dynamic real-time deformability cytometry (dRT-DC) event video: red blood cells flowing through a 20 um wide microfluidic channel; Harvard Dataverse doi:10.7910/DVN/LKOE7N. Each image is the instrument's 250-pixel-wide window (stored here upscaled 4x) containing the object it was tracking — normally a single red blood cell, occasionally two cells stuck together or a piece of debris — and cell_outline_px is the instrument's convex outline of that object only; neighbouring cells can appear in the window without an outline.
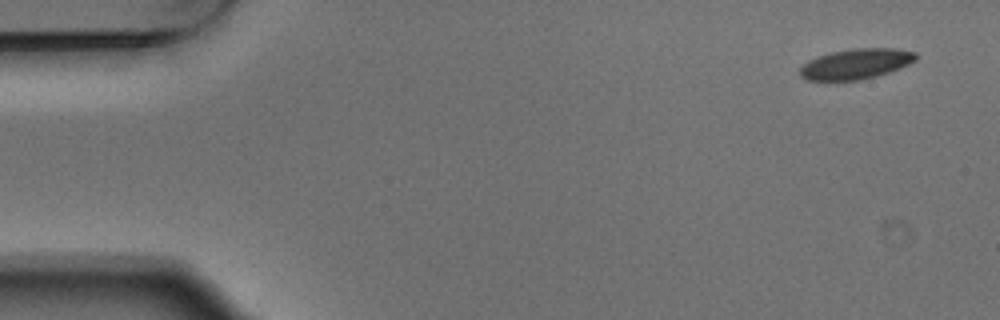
{"species": "Egyptian fruit bat (a non-hibernating species)", "species_latin": "Rousettus aegyptiacus", "temperature_condition": "warm", "stored_images_in_passage": 7, "camera_frame_rate_fps": 3000, "um_per_image_px": 0.085, "animal": {"sex": "male"}, "frame": {"image": 1, "passage_image": 1, "time_ms": 0.0, "image_size_px": [1000, 320], "cell_outline_px": [[920, 56], [916, 60], [900, 68], [876, 76], [860, 80], [804, 80], [800, 76], [800, 68], [808, 60], [816, 56], [832, 52], [856, 48], [896, 48], [916, 52]], "centroid_in_image_um": [72.77, 5.42], "position_along_channel_um": 12.2, "area_um2": 20.58}}
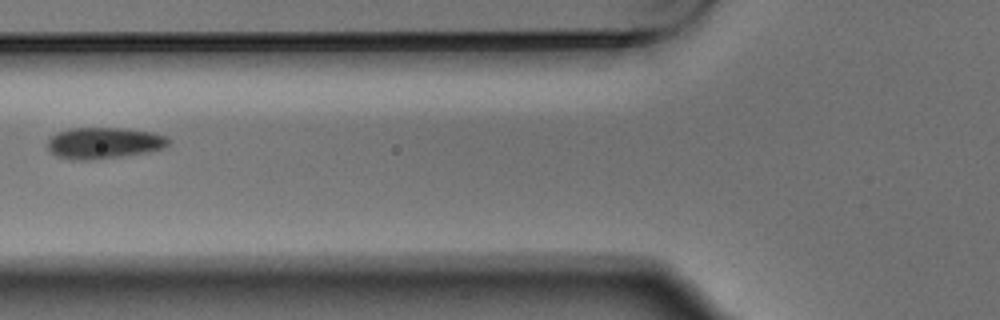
{"frame": {"image": 2, "passage_image": 6, "time_ms": 1.667, "image_size_px": [1000, 320], "cell_outline_px": [[172, 140], [164, 148], [144, 152], [120, 156], [88, 160], [72, 160], [56, 156], [48, 148], [48, 140], [56, 132], [68, 128], [128, 128], [152, 132], [168, 136]], "centroid_in_image_um": [8.84, 12.14], "position_along_channel_um": 117.0, "area_um2": 22.14}}
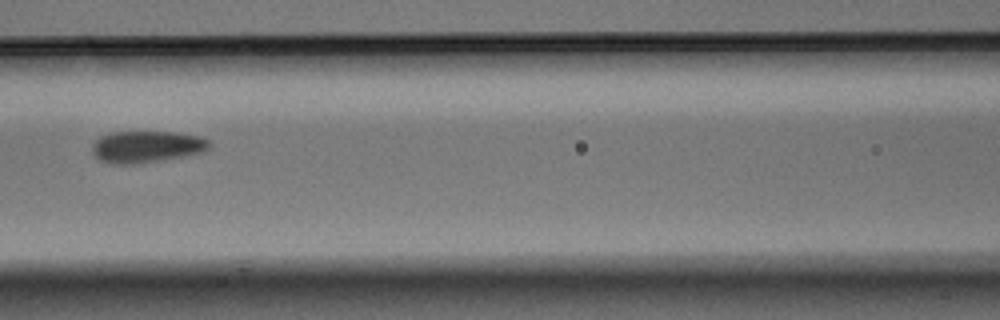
{"frame": {"image": 3, "passage_image": 7, "time_ms": 2.0, "image_size_px": [1000, 320], "cell_outline_px": [[212, 144], [204, 152], [164, 160], [132, 164], [112, 164], [100, 160], [92, 152], [92, 144], [100, 136], [112, 132], [172, 132], [196, 136], [208, 140]], "centroid_in_image_um": [12.44, 12.48], "position_along_channel_um": 154.2, "area_um2": 21.62}}